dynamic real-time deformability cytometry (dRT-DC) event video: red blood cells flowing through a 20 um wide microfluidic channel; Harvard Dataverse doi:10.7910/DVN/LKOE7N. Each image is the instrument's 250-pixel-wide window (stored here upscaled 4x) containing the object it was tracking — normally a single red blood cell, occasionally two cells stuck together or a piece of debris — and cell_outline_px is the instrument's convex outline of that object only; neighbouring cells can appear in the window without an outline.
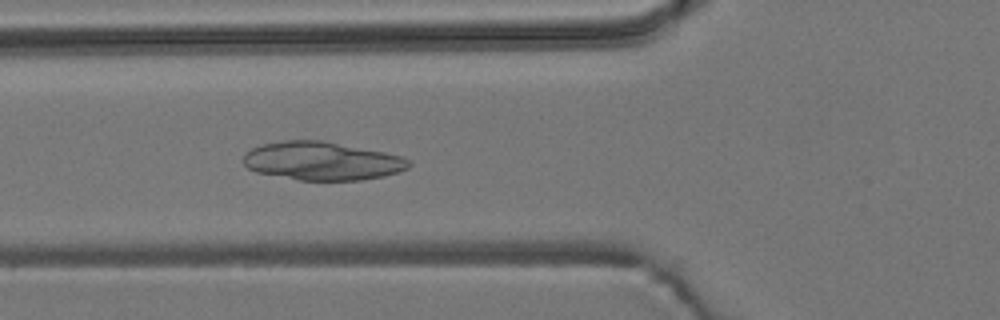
{"species": "common noctule bat (a hibernating species)", "species_latin": "Nyctalus noctula", "temperature_condition": "room temperature", "stored_images_in_passage": 4, "camera_frame_rate_fps": 3000, "um_per_image_px": 0.085, "animal": {"sex": "male", "body_mass_g": 19.2, "forearm_length_mm": 51.8}, "frame": {"image": 1, "passage_image": 4, "time_ms": 4.333, "image_size_px": [1000, 320], "cell_outline_px": [[412, 164], [408, 168], [400, 172], [384, 176], [360, 180], [296, 180], [256, 172], [248, 168], [244, 164], [244, 152], [260, 144], [284, 140], [320, 140], [384, 152], [400, 156], [412, 160]], "centroid_in_image_um": [27.37, 13.69], "position_along_channel_um": 98.4, "area_um2": 37.17}}